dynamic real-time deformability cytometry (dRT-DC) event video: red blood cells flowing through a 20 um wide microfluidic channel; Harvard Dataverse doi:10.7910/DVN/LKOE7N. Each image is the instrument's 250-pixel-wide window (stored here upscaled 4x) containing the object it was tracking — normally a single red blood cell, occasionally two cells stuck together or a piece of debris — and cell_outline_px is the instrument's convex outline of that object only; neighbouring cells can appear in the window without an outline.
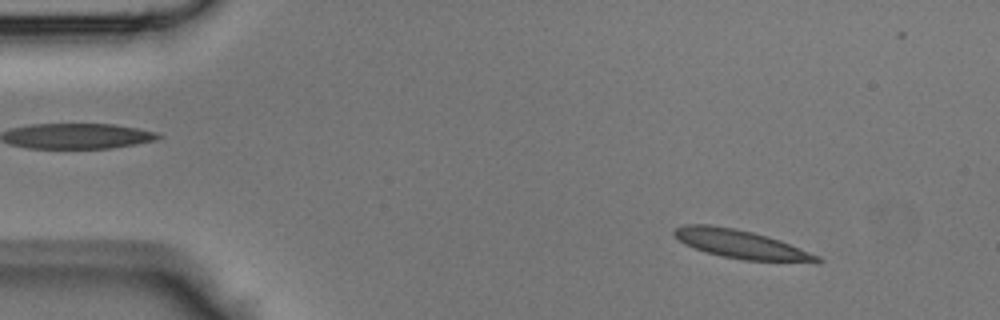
{"species": "Egyptian fruit bat (a non-hibernating species)", "species_latin": "Rousettus aegyptiacus", "temperature_condition": "room temperature", "stored_images_in_passage": 44, "camera_frame_rate_fps": 3000, "um_per_image_px": 0.085, "animal": {"sex": "male"}, "frame": {"image": 1, "passage_image": 5, "time_ms": 1.333, "image_size_px": [1000, 320], "cell_outline_px": [[824, 260], [816, 264], [744, 260], [720, 256], [684, 244], [672, 232], [676, 228], [684, 224], [708, 224], [736, 228], [768, 236], [780, 240], [820, 256]], "centroid_in_image_um": [63.09, 20.78], "position_along_channel_um": 21.9, "area_um2": 24.16}}
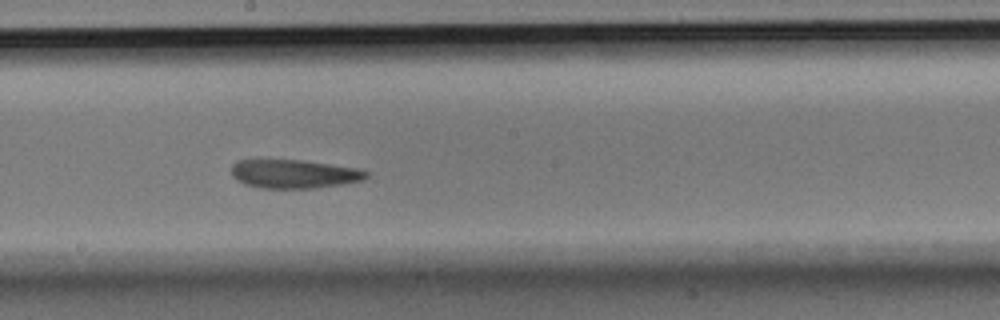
{"frame": {"image": 2, "passage_image": 24, "time_ms": 7.667, "image_size_px": [1000, 320], "cell_outline_px": [[368, 176], [364, 180], [344, 184], [316, 188], [260, 188], [244, 184], [236, 180], [232, 176], [232, 164], [236, 160], [304, 160], [356, 168], [368, 172]], "centroid_in_image_um": [24.98, 14.79], "position_along_channel_um": 223.2, "area_um2": 22.66}}
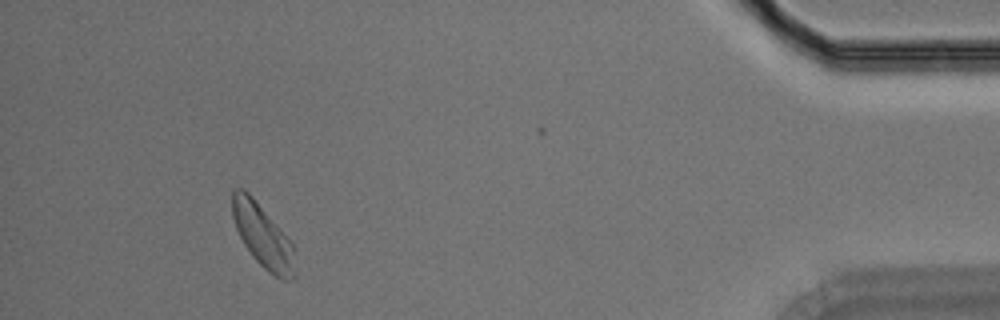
{"frame": {"image": 3, "passage_image": 41, "time_ms": 13.333, "image_size_px": [1000, 320], "cell_outline_px": [[296, 276], [292, 280], [280, 280], [268, 272], [252, 256], [244, 244], [236, 228], [232, 216], [232, 192], [236, 188], [244, 188], [252, 196], [292, 244]], "centroid_in_image_um": [22.32, 20.09], "position_along_channel_um": 412.9, "area_um2": 22.72}}